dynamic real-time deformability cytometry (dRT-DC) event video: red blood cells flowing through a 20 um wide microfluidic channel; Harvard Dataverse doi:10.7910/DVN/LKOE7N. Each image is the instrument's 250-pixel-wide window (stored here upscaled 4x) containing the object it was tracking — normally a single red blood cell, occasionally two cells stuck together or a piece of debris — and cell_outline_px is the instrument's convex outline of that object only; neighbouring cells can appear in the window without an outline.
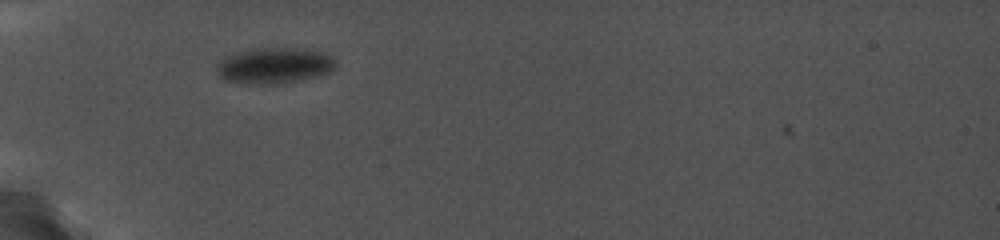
{"species": "common noctule bat (a hibernating species)", "species_latin": "Nyctalus noctula", "temperature_condition": "cold", "stored_images_in_passage": 19, "camera_frame_rate_fps": 5000, "um_per_image_px": 0.085, "animal": {"sex": "female", "body_mass_g": 19.0, "forearm_length_mm": 56.7}, "frame": {"image": 1, "passage_image": 7, "time_ms": 0.8, "image_size_px": [1000, 240], "cell_outline_px": [[336, 68], [332, 72], [300, 80], [276, 84], [248, 84], [224, 80], [216, 72], [216, 64], [220, 60], [232, 52], [260, 48], [292, 48], [324, 52], [332, 56], [336, 64]], "centroid_in_image_um": [23.29, 5.58], "position_along_channel_um": 61.7, "area_um2": 25.14}}
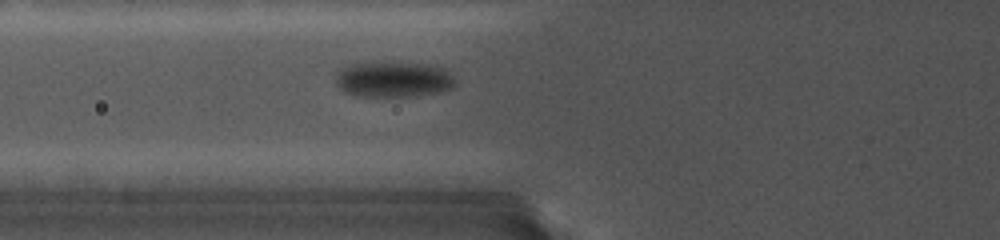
{"frame": {"image": 2, "passage_image": 17, "time_ms": 2.0, "image_size_px": [1000, 240], "cell_outline_px": [[456, 84], [452, 88], [436, 92], [408, 96], [360, 96], [344, 92], [336, 84], [336, 76], [340, 68], [348, 64], [372, 60], [400, 60], [436, 64], [444, 68], [456, 80]], "centroid_in_image_um": [33.43, 6.67], "position_along_channel_um": 92.4, "area_um2": 26.01}}